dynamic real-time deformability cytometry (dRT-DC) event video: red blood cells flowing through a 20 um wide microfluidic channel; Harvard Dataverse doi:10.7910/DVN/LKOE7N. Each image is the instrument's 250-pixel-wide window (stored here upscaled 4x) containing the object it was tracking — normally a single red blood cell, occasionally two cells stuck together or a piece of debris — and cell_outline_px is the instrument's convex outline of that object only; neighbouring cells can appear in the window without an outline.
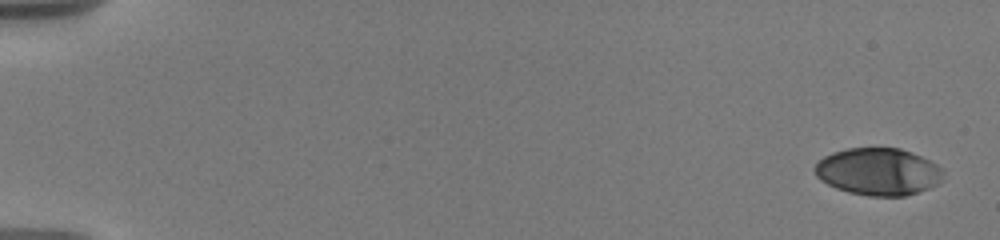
{"species": "human", "species_latin": "Homo sapiens", "temperature_condition": "warm", "stored_images_in_passage": 7, "camera_frame_rate_fps": 3000, "um_per_image_px": 0.085, "donor": {"sex": "male"}, "frame": {"image": 1, "passage_image": 1, "time_ms": 0.0, "image_size_px": [1000, 240], "cell_outline_px": [[944, 172], [940, 180], [936, 184], [928, 188], [904, 196], [868, 196], [848, 192], [836, 188], [820, 180], [816, 176], [812, 168], [824, 156], [832, 152], [848, 148], [900, 148], [912, 152], [944, 168]], "centroid_in_image_um": [74.62, 14.58], "position_along_channel_um": 10.4, "area_um2": 35.37}}
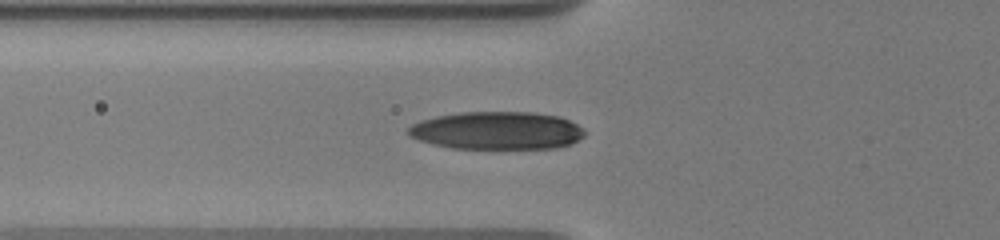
{"frame": {"image": 2, "passage_image": 7, "time_ms": 6.667, "image_size_px": [1000, 240], "cell_outline_px": [[584, 136], [572, 144], [556, 148], [452, 148], [432, 144], [408, 136], [408, 128], [412, 124], [420, 120], [436, 116], [460, 112], [532, 112], [560, 116], [584, 128]], "centroid_in_image_um": [42.25, 11.09], "position_along_channel_um": 83.6, "area_um2": 39.02}}